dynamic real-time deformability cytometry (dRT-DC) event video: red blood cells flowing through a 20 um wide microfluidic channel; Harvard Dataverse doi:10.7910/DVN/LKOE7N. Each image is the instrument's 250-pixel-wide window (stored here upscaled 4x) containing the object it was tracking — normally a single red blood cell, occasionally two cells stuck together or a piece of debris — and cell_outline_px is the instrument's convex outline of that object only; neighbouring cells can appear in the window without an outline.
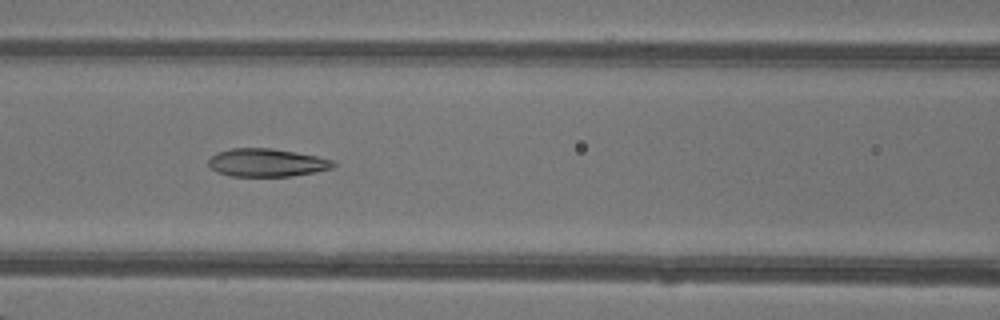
{"species": "common noctule bat (a hibernating species)", "species_latin": "Nyctalus noctula", "temperature_condition": "warm", "stored_images_in_passage": 48, "camera_frame_rate_fps": 3000, "um_per_image_px": 0.085, "animal": {"sex": "female"}, "frame": {"image": 1, "passage_image": 22, "time_ms": 7.0, "image_size_px": [1000, 320], "cell_outline_px": [[336, 164], [332, 168], [292, 176], [232, 176], [216, 172], [208, 164], [208, 160], [212, 156], [220, 152], [232, 148], [272, 148], [296, 152], [336, 160]], "centroid_in_image_um": [22.7, 13.82], "position_along_channel_um": 143.9, "area_um2": 20.29}}
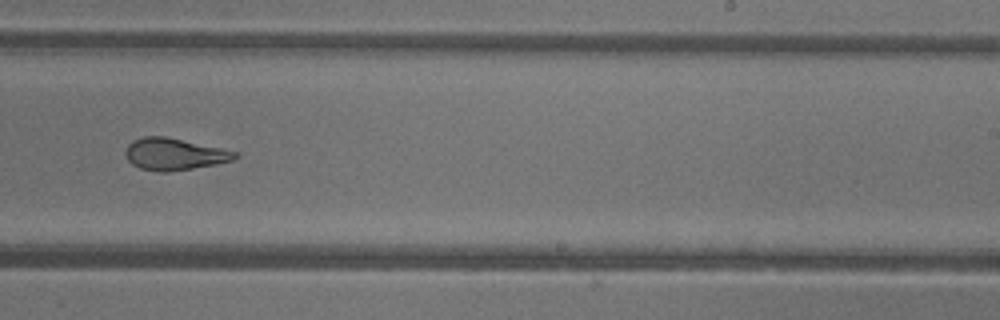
{"frame": {"image": 2, "passage_image": 31, "time_ms": 10.0, "image_size_px": [1000, 320], "cell_outline_px": [[240, 156], [232, 160], [216, 164], [168, 172], [160, 172], [140, 168], [132, 164], [128, 160], [124, 152], [128, 144], [132, 140], [144, 136], [168, 136], [220, 148], [236, 152]], "centroid_in_image_um": [14.78, 13.09], "position_along_channel_um": 274.2, "area_um2": 20.35}}
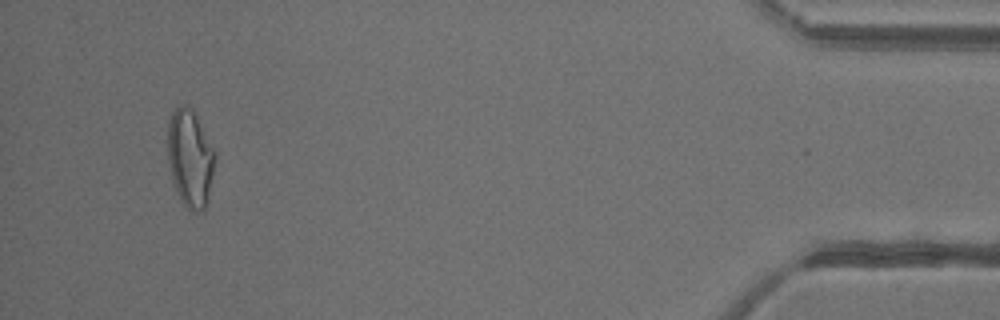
{"frame": {"image": 3, "passage_image": 46, "time_ms": 15.0, "image_size_px": [1000, 320], "cell_outline_px": [[216, 160], [208, 200], [204, 212], [192, 212], [184, 204], [176, 192], [172, 180], [168, 160], [168, 120], [172, 112], [180, 104], [192, 108], [216, 152]], "centroid_in_image_um": [16.18, 13.47], "position_along_channel_um": 419.0, "area_um2": 27.17}, "authors_computed_cell_mechanics": {"area_um2": 22.8021, "velocity_mm_per_s": 4.3593, "shape_relaxation_time_tau1_ms": 5.149, "shape_relaxation_time_tau2_ms": 1.8335, "deformation_change_tau1": 0.2104, "deformation_change_tau2": 0.1067}}